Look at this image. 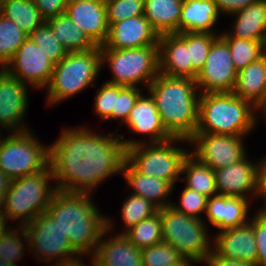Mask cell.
I'll use <instances>...</instances> for the list:
<instances>
[{"instance_id":"obj_14","label":"cell","mask_w":266,"mask_h":266,"mask_svg":"<svg viewBox=\"0 0 266 266\" xmlns=\"http://www.w3.org/2000/svg\"><path fill=\"white\" fill-rule=\"evenodd\" d=\"M243 138L244 136L195 133L189 143L194 144L196 150L190 154L213 170L226 167L245 157Z\"/></svg>"},{"instance_id":"obj_52","label":"cell","mask_w":266,"mask_h":266,"mask_svg":"<svg viewBox=\"0 0 266 266\" xmlns=\"http://www.w3.org/2000/svg\"><path fill=\"white\" fill-rule=\"evenodd\" d=\"M191 262L194 263L195 261H192L190 259H182L180 262H178L173 266H192Z\"/></svg>"},{"instance_id":"obj_50","label":"cell","mask_w":266,"mask_h":266,"mask_svg":"<svg viewBox=\"0 0 266 266\" xmlns=\"http://www.w3.org/2000/svg\"><path fill=\"white\" fill-rule=\"evenodd\" d=\"M53 266V264L51 265ZM54 266H85V264L81 261V258L76 257V258H72L63 262H59L57 264H55Z\"/></svg>"},{"instance_id":"obj_54","label":"cell","mask_w":266,"mask_h":266,"mask_svg":"<svg viewBox=\"0 0 266 266\" xmlns=\"http://www.w3.org/2000/svg\"><path fill=\"white\" fill-rule=\"evenodd\" d=\"M4 199H5V194L0 193V211H2L4 208Z\"/></svg>"},{"instance_id":"obj_16","label":"cell","mask_w":266,"mask_h":266,"mask_svg":"<svg viewBox=\"0 0 266 266\" xmlns=\"http://www.w3.org/2000/svg\"><path fill=\"white\" fill-rule=\"evenodd\" d=\"M159 35L144 15L109 25L108 37L100 49H135L158 45Z\"/></svg>"},{"instance_id":"obj_40","label":"cell","mask_w":266,"mask_h":266,"mask_svg":"<svg viewBox=\"0 0 266 266\" xmlns=\"http://www.w3.org/2000/svg\"><path fill=\"white\" fill-rule=\"evenodd\" d=\"M141 95L138 87L115 84V110H112V114L107 119L121 118V122L125 123Z\"/></svg>"},{"instance_id":"obj_58","label":"cell","mask_w":266,"mask_h":266,"mask_svg":"<svg viewBox=\"0 0 266 266\" xmlns=\"http://www.w3.org/2000/svg\"><path fill=\"white\" fill-rule=\"evenodd\" d=\"M75 1H87V0H68V3L75 2Z\"/></svg>"},{"instance_id":"obj_15","label":"cell","mask_w":266,"mask_h":266,"mask_svg":"<svg viewBox=\"0 0 266 266\" xmlns=\"http://www.w3.org/2000/svg\"><path fill=\"white\" fill-rule=\"evenodd\" d=\"M27 87L0 69V127L11 130V133L29 130L22 124L28 107Z\"/></svg>"},{"instance_id":"obj_51","label":"cell","mask_w":266,"mask_h":266,"mask_svg":"<svg viewBox=\"0 0 266 266\" xmlns=\"http://www.w3.org/2000/svg\"><path fill=\"white\" fill-rule=\"evenodd\" d=\"M7 216L5 215V213L2 211H0V235H3L4 233H6L10 228L8 226V224L6 223ZM7 224V225H6Z\"/></svg>"},{"instance_id":"obj_1","label":"cell","mask_w":266,"mask_h":266,"mask_svg":"<svg viewBox=\"0 0 266 266\" xmlns=\"http://www.w3.org/2000/svg\"><path fill=\"white\" fill-rule=\"evenodd\" d=\"M88 129H65L49 146L58 191L91 194L106 178L122 172L126 149L120 135L101 136Z\"/></svg>"},{"instance_id":"obj_59","label":"cell","mask_w":266,"mask_h":266,"mask_svg":"<svg viewBox=\"0 0 266 266\" xmlns=\"http://www.w3.org/2000/svg\"><path fill=\"white\" fill-rule=\"evenodd\" d=\"M2 2L3 0H0V13H1V8H2Z\"/></svg>"},{"instance_id":"obj_57","label":"cell","mask_w":266,"mask_h":266,"mask_svg":"<svg viewBox=\"0 0 266 266\" xmlns=\"http://www.w3.org/2000/svg\"><path fill=\"white\" fill-rule=\"evenodd\" d=\"M92 259H91V266H102V265H100L93 257H91Z\"/></svg>"},{"instance_id":"obj_41","label":"cell","mask_w":266,"mask_h":266,"mask_svg":"<svg viewBox=\"0 0 266 266\" xmlns=\"http://www.w3.org/2000/svg\"><path fill=\"white\" fill-rule=\"evenodd\" d=\"M207 199L205 195H201L195 190L185 186L181 194L179 205L176 203L171 204L177 212L183 213L190 217L200 218V212L206 211Z\"/></svg>"},{"instance_id":"obj_44","label":"cell","mask_w":266,"mask_h":266,"mask_svg":"<svg viewBox=\"0 0 266 266\" xmlns=\"http://www.w3.org/2000/svg\"><path fill=\"white\" fill-rule=\"evenodd\" d=\"M95 111L101 119L107 120L115 110V84L106 82L102 85L96 94Z\"/></svg>"},{"instance_id":"obj_3","label":"cell","mask_w":266,"mask_h":266,"mask_svg":"<svg viewBox=\"0 0 266 266\" xmlns=\"http://www.w3.org/2000/svg\"><path fill=\"white\" fill-rule=\"evenodd\" d=\"M162 124L173 138L189 140L198 126L199 98L195 80L159 73L148 86Z\"/></svg>"},{"instance_id":"obj_53","label":"cell","mask_w":266,"mask_h":266,"mask_svg":"<svg viewBox=\"0 0 266 266\" xmlns=\"http://www.w3.org/2000/svg\"><path fill=\"white\" fill-rule=\"evenodd\" d=\"M257 111L260 110L261 112L263 111L262 114H264L265 116V120H266V98L265 100L257 107L256 109Z\"/></svg>"},{"instance_id":"obj_10","label":"cell","mask_w":266,"mask_h":266,"mask_svg":"<svg viewBox=\"0 0 266 266\" xmlns=\"http://www.w3.org/2000/svg\"><path fill=\"white\" fill-rule=\"evenodd\" d=\"M0 134V170L11 180L44 170L49 165V146L40 143L29 130Z\"/></svg>"},{"instance_id":"obj_12","label":"cell","mask_w":266,"mask_h":266,"mask_svg":"<svg viewBox=\"0 0 266 266\" xmlns=\"http://www.w3.org/2000/svg\"><path fill=\"white\" fill-rule=\"evenodd\" d=\"M237 73L228 44L218 34L202 70L195 79L197 88L202 91L201 93H232Z\"/></svg>"},{"instance_id":"obj_28","label":"cell","mask_w":266,"mask_h":266,"mask_svg":"<svg viewBox=\"0 0 266 266\" xmlns=\"http://www.w3.org/2000/svg\"><path fill=\"white\" fill-rule=\"evenodd\" d=\"M183 0H145L144 16L158 35L179 33Z\"/></svg>"},{"instance_id":"obj_20","label":"cell","mask_w":266,"mask_h":266,"mask_svg":"<svg viewBox=\"0 0 266 266\" xmlns=\"http://www.w3.org/2000/svg\"><path fill=\"white\" fill-rule=\"evenodd\" d=\"M257 166L245 156L242 160L214 170L217 193L224 196L248 198L246 192H256Z\"/></svg>"},{"instance_id":"obj_45","label":"cell","mask_w":266,"mask_h":266,"mask_svg":"<svg viewBox=\"0 0 266 266\" xmlns=\"http://www.w3.org/2000/svg\"><path fill=\"white\" fill-rule=\"evenodd\" d=\"M34 3L41 16L47 20L65 13L68 0H34Z\"/></svg>"},{"instance_id":"obj_24","label":"cell","mask_w":266,"mask_h":266,"mask_svg":"<svg viewBox=\"0 0 266 266\" xmlns=\"http://www.w3.org/2000/svg\"><path fill=\"white\" fill-rule=\"evenodd\" d=\"M220 12L213 0H183L179 19V33H212Z\"/></svg>"},{"instance_id":"obj_9","label":"cell","mask_w":266,"mask_h":266,"mask_svg":"<svg viewBox=\"0 0 266 266\" xmlns=\"http://www.w3.org/2000/svg\"><path fill=\"white\" fill-rule=\"evenodd\" d=\"M100 51L101 66L107 63L113 74L108 83L136 87L138 83L144 82L148 88L159 74L158 45Z\"/></svg>"},{"instance_id":"obj_30","label":"cell","mask_w":266,"mask_h":266,"mask_svg":"<svg viewBox=\"0 0 266 266\" xmlns=\"http://www.w3.org/2000/svg\"><path fill=\"white\" fill-rule=\"evenodd\" d=\"M181 174H185L182 179L186 181L187 188L208 198L218 194L214 170L198 161L190 153L183 162Z\"/></svg>"},{"instance_id":"obj_27","label":"cell","mask_w":266,"mask_h":266,"mask_svg":"<svg viewBox=\"0 0 266 266\" xmlns=\"http://www.w3.org/2000/svg\"><path fill=\"white\" fill-rule=\"evenodd\" d=\"M264 74L263 53L262 58L238 71L233 93L257 108L266 98Z\"/></svg>"},{"instance_id":"obj_11","label":"cell","mask_w":266,"mask_h":266,"mask_svg":"<svg viewBox=\"0 0 266 266\" xmlns=\"http://www.w3.org/2000/svg\"><path fill=\"white\" fill-rule=\"evenodd\" d=\"M18 231L29 244L28 250L33 249L42 262L55 259L57 264L80 256L47 212L39 214L25 226H19Z\"/></svg>"},{"instance_id":"obj_29","label":"cell","mask_w":266,"mask_h":266,"mask_svg":"<svg viewBox=\"0 0 266 266\" xmlns=\"http://www.w3.org/2000/svg\"><path fill=\"white\" fill-rule=\"evenodd\" d=\"M45 22L67 52H84L98 47L66 13Z\"/></svg>"},{"instance_id":"obj_33","label":"cell","mask_w":266,"mask_h":266,"mask_svg":"<svg viewBox=\"0 0 266 266\" xmlns=\"http://www.w3.org/2000/svg\"><path fill=\"white\" fill-rule=\"evenodd\" d=\"M123 234L137 248L150 247L162 242V221L158 211L152 217L140 221Z\"/></svg>"},{"instance_id":"obj_21","label":"cell","mask_w":266,"mask_h":266,"mask_svg":"<svg viewBox=\"0 0 266 266\" xmlns=\"http://www.w3.org/2000/svg\"><path fill=\"white\" fill-rule=\"evenodd\" d=\"M112 228V222L108 218L107 229L102 233L92 257L102 266H142L141 249L130 243L123 234L103 240L106 232Z\"/></svg>"},{"instance_id":"obj_37","label":"cell","mask_w":266,"mask_h":266,"mask_svg":"<svg viewBox=\"0 0 266 266\" xmlns=\"http://www.w3.org/2000/svg\"><path fill=\"white\" fill-rule=\"evenodd\" d=\"M183 258L166 242L141 249L142 266H173Z\"/></svg>"},{"instance_id":"obj_49","label":"cell","mask_w":266,"mask_h":266,"mask_svg":"<svg viewBox=\"0 0 266 266\" xmlns=\"http://www.w3.org/2000/svg\"><path fill=\"white\" fill-rule=\"evenodd\" d=\"M11 179L7 177L1 170H0V193L6 194L10 184H11Z\"/></svg>"},{"instance_id":"obj_18","label":"cell","mask_w":266,"mask_h":266,"mask_svg":"<svg viewBox=\"0 0 266 266\" xmlns=\"http://www.w3.org/2000/svg\"><path fill=\"white\" fill-rule=\"evenodd\" d=\"M212 249L220 256L244 260L257 266V244L251 222L222 230L213 239Z\"/></svg>"},{"instance_id":"obj_36","label":"cell","mask_w":266,"mask_h":266,"mask_svg":"<svg viewBox=\"0 0 266 266\" xmlns=\"http://www.w3.org/2000/svg\"><path fill=\"white\" fill-rule=\"evenodd\" d=\"M158 208L143 197L130 195L122 206V217L126 231L142 220L152 217Z\"/></svg>"},{"instance_id":"obj_39","label":"cell","mask_w":266,"mask_h":266,"mask_svg":"<svg viewBox=\"0 0 266 266\" xmlns=\"http://www.w3.org/2000/svg\"><path fill=\"white\" fill-rule=\"evenodd\" d=\"M145 0H105L108 25L144 15Z\"/></svg>"},{"instance_id":"obj_43","label":"cell","mask_w":266,"mask_h":266,"mask_svg":"<svg viewBox=\"0 0 266 266\" xmlns=\"http://www.w3.org/2000/svg\"><path fill=\"white\" fill-rule=\"evenodd\" d=\"M249 221L257 244V266H266V211L260 209Z\"/></svg>"},{"instance_id":"obj_47","label":"cell","mask_w":266,"mask_h":266,"mask_svg":"<svg viewBox=\"0 0 266 266\" xmlns=\"http://www.w3.org/2000/svg\"><path fill=\"white\" fill-rule=\"evenodd\" d=\"M208 266H255L244 260L229 259L218 255L214 250L208 256L206 261Z\"/></svg>"},{"instance_id":"obj_22","label":"cell","mask_w":266,"mask_h":266,"mask_svg":"<svg viewBox=\"0 0 266 266\" xmlns=\"http://www.w3.org/2000/svg\"><path fill=\"white\" fill-rule=\"evenodd\" d=\"M125 124L135 133L151 135V142L160 143L172 139L157 111L154 98L141 95L130 111Z\"/></svg>"},{"instance_id":"obj_55","label":"cell","mask_w":266,"mask_h":266,"mask_svg":"<svg viewBox=\"0 0 266 266\" xmlns=\"http://www.w3.org/2000/svg\"><path fill=\"white\" fill-rule=\"evenodd\" d=\"M264 77H265V88H266V49L264 51Z\"/></svg>"},{"instance_id":"obj_23","label":"cell","mask_w":266,"mask_h":266,"mask_svg":"<svg viewBox=\"0 0 266 266\" xmlns=\"http://www.w3.org/2000/svg\"><path fill=\"white\" fill-rule=\"evenodd\" d=\"M248 203V198L216 194L207 199L205 212L209 222L222 231L249 221Z\"/></svg>"},{"instance_id":"obj_19","label":"cell","mask_w":266,"mask_h":266,"mask_svg":"<svg viewBox=\"0 0 266 266\" xmlns=\"http://www.w3.org/2000/svg\"><path fill=\"white\" fill-rule=\"evenodd\" d=\"M158 57L159 73L192 79V62L186 44V32L160 35Z\"/></svg>"},{"instance_id":"obj_8","label":"cell","mask_w":266,"mask_h":266,"mask_svg":"<svg viewBox=\"0 0 266 266\" xmlns=\"http://www.w3.org/2000/svg\"><path fill=\"white\" fill-rule=\"evenodd\" d=\"M158 211L162 221V241L173 246L183 259L206 263L212 252V242L205 222L177 212L171 206Z\"/></svg>"},{"instance_id":"obj_56","label":"cell","mask_w":266,"mask_h":266,"mask_svg":"<svg viewBox=\"0 0 266 266\" xmlns=\"http://www.w3.org/2000/svg\"><path fill=\"white\" fill-rule=\"evenodd\" d=\"M0 266H18V265H14L9 262L2 261V259L0 258Z\"/></svg>"},{"instance_id":"obj_31","label":"cell","mask_w":266,"mask_h":266,"mask_svg":"<svg viewBox=\"0 0 266 266\" xmlns=\"http://www.w3.org/2000/svg\"><path fill=\"white\" fill-rule=\"evenodd\" d=\"M1 14L13 20L28 36L45 22L34 0H3Z\"/></svg>"},{"instance_id":"obj_13","label":"cell","mask_w":266,"mask_h":266,"mask_svg":"<svg viewBox=\"0 0 266 266\" xmlns=\"http://www.w3.org/2000/svg\"><path fill=\"white\" fill-rule=\"evenodd\" d=\"M55 64L45 55L41 46L28 38L12 59L2 68L8 75L34 88L48 86Z\"/></svg>"},{"instance_id":"obj_7","label":"cell","mask_w":266,"mask_h":266,"mask_svg":"<svg viewBox=\"0 0 266 266\" xmlns=\"http://www.w3.org/2000/svg\"><path fill=\"white\" fill-rule=\"evenodd\" d=\"M101 68L100 46L84 52H67L54 66L46 87L47 103L54 105L86 89L94 83Z\"/></svg>"},{"instance_id":"obj_25","label":"cell","mask_w":266,"mask_h":266,"mask_svg":"<svg viewBox=\"0 0 266 266\" xmlns=\"http://www.w3.org/2000/svg\"><path fill=\"white\" fill-rule=\"evenodd\" d=\"M122 175L128 184L134 189L133 195L140 196L151 202L158 209L171 206L166 202L170 196L173 186L162 179L145 176L137 172L126 160L123 163Z\"/></svg>"},{"instance_id":"obj_4","label":"cell","mask_w":266,"mask_h":266,"mask_svg":"<svg viewBox=\"0 0 266 266\" xmlns=\"http://www.w3.org/2000/svg\"><path fill=\"white\" fill-rule=\"evenodd\" d=\"M199 95L198 126L195 133L245 136L256 126L257 108L233 92Z\"/></svg>"},{"instance_id":"obj_48","label":"cell","mask_w":266,"mask_h":266,"mask_svg":"<svg viewBox=\"0 0 266 266\" xmlns=\"http://www.w3.org/2000/svg\"><path fill=\"white\" fill-rule=\"evenodd\" d=\"M264 198L266 205V158L261 160L257 166V180L255 196Z\"/></svg>"},{"instance_id":"obj_5","label":"cell","mask_w":266,"mask_h":266,"mask_svg":"<svg viewBox=\"0 0 266 266\" xmlns=\"http://www.w3.org/2000/svg\"><path fill=\"white\" fill-rule=\"evenodd\" d=\"M120 138L126 149V161L137 172L165 180L174 187L182 172L183 162L190 152L172 144L178 141L189 143V140L172 138L146 146L143 141L124 140V136Z\"/></svg>"},{"instance_id":"obj_34","label":"cell","mask_w":266,"mask_h":266,"mask_svg":"<svg viewBox=\"0 0 266 266\" xmlns=\"http://www.w3.org/2000/svg\"><path fill=\"white\" fill-rule=\"evenodd\" d=\"M28 38L18 25L0 13V66L3 68Z\"/></svg>"},{"instance_id":"obj_2","label":"cell","mask_w":266,"mask_h":266,"mask_svg":"<svg viewBox=\"0 0 266 266\" xmlns=\"http://www.w3.org/2000/svg\"><path fill=\"white\" fill-rule=\"evenodd\" d=\"M89 195L57 191L46 211L80 256L93 255L107 229L106 216H101Z\"/></svg>"},{"instance_id":"obj_26","label":"cell","mask_w":266,"mask_h":266,"mask_svg":"<svg viewBox=\"0 0 266 266\" xmlns=\"http://www.w3.org/2000/svg\"><path fill=\"white\" fill-rule=\"evenodd\" d=\"M233 14L237 17L231 36L266 45V0H258Z\"/></svg>"},{"instance_id":"obj_32","label":"cell","mask_w":266,"mask_h":266,"mask_svg":"<svg viewBox=\"0 0 266 266\" xmlns=\"http://www.w3.org/2000/svg\"><path fill=\"white\" fill-rule=\"evenodd\" d=\"M219 36L228 44L234 68L237 72L262 58L266 49L263 42L239 39L231 36L228 32L221 33Z\"/></svg>"},{"instance_id":"obj_6","label":"cell","mask_w":266,"mask_h":266,"mask_svg":"<svg viewBox=\"0 0 266 266\" xmlns=\"http://www.w3.org/2000/svg\"><path fill=\"white\" fill-rule=\"evenodd\" d=\"M49 179H55L50 164L40 172L13 179L4 199L7 218L21 219L18 226H25L46 212L58 191L56 186L49 187Z\"/></svg>"},{"instance_id":"obj_42","label":"cell","mask_w":266,"mask_h":266,"mask_svg":"<svg viewBox=\"0 0 266 266\" xmlns=\"http://www.w3.org/2000/svg\"><path fill=\"white\" fill-rule=\"evenodd\" d=\"M15 231L10 228L6 233L0 235V258L2 261L17 265L16 261L24 256V244L18 231Z\"/></svg>"},{"instance_id":"obj_46","label":"cell","mask_w":266,"mask_h":266,"mask_svg":"<svg viewBox=\"0 0 266 266\" xmlns=\"http://www.w3.org/2000/svg\"><path fill=\"white\" fill-rule=\"evenodd\" d=\"M219 12L233 14L247 6L256 3L258 0H213Z\"/></svg>"},{"instance_id":"obj_17","label":"cell","mask_w":266,"mask_h":266,"mask_svg":"<svg viewBox=\"0 0 266 266\" xmlns=\"http://www.w3.org/2000/svg\"><path fill=\"white\" fill-rule=\"evenodd\" d=\"M65 13L97 46L105 43L109 31L105 0L70 2Z\"/></svg>"},{"instance_id":"obj_38","label":"cell","mask_w":266,"mask_h":266,"mask_svg":"<svg viewBox=\"0 0 266 266\" xmlns=\"http://www.w3.org/2000/svg\"><path fill=\"white\" fill-rule=\"evenodd\" d=\"M29 37L41 49L45 55L54 63H59L67 54L58 39L53 35L50 27L46 22L36 28Z\"/></svg>"},{"instance_id":"obj_35","label":"cell","mask_w":266,"mask_h":266,"mask_svg":"<svg viewBox=\"0 0 266 266\" xmlns=\"http://www.w3.org/2000/svg\"><path fill=\"white\" fill-rule=\"evenodd\" d=\"M218 36L212 33L186 32V44L189 47L192 62V79L195 80L202 70L213 41Z\"/></svg>"}]
</instances>
